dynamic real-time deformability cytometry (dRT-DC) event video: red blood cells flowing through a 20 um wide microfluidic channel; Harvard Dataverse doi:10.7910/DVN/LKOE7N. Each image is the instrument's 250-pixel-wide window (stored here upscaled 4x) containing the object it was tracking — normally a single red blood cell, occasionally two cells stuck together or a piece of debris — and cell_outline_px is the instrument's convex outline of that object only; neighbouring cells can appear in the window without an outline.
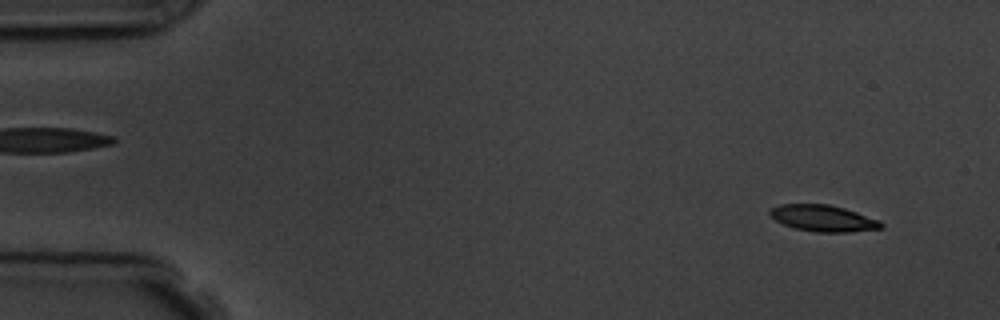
{"species": "common noctule bat (a hibernating species)", "species_latin": "Nyctalus noctula", "temperature_condition": "room temperature", "stored_images_in_passage": 9, "camera_frame_rate_fps": 3000, "um_per_image_px": 0.085, "animal": {"sex": "male", "body_mass_g": 19.5, "forearm_length_mm": 54.6}, "frame": {"image": 1, "passage_image": 1, "time_ms": 0.0, "image_size_px": [1000, 320], "cell_outline_px": [[884, 228], [848, 232], [816, 232], [796, 228], [784, 224], [776, 220], [768, 212], [772, 208], [780, 204], [828, 204], [844, 208], [880, 220], [884, 224]], "centroid_in_image_um": [70.01, 18.55], "position_along_channel_um": 15.0, "area_um2": 16.99}}
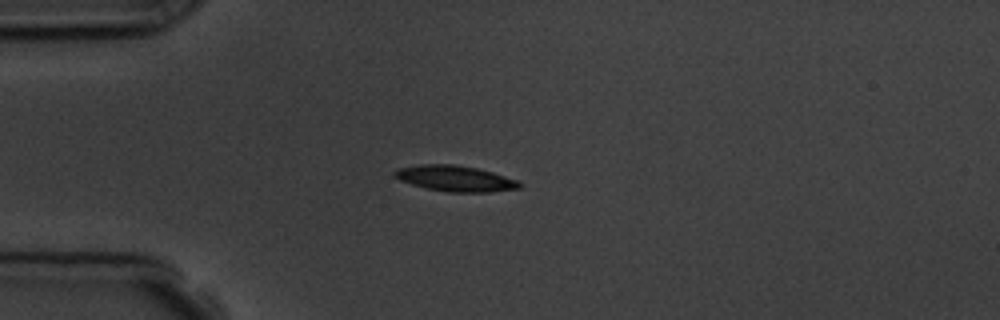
{"frame": {"image": 2, "passage_image": 4, "time_ms": 3.333, "image_size_px": [1000, 320], "cell_outline_px": [[524, 184], [520, 188], [488, 192], [448, 192], [424, 188], [400, 180], [392, 176], [392, 172], [400, 168], [420, 164], [452, 164], [476, 168], [492, 172], [516, 180]], "centroid_in_image_um": [38.67, 15.17], "position_along_channel_um": 46.3, "area_um2": 18.73}}